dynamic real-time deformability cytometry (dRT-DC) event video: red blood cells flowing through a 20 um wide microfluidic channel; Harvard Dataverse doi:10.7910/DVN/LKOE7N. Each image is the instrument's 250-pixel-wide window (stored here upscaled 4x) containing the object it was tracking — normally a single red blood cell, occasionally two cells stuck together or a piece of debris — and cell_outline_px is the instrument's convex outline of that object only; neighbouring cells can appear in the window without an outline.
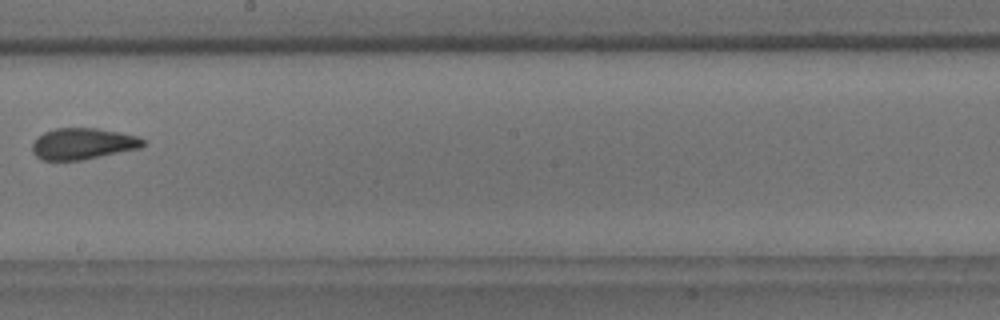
{"species": "common noctule bat (a hibernating species)", "species_latin": "Nyctalus noctula", "temperature_condition": "room temperature", "stored_images_in_passage": 9, "camera_frame_rate_fps": 3000, "um_per_image_px": 0.085, "animal": {"sex": "male", "body_mass_g": 18.8}, "frame": {"image": 1, "passage_image": 9, "time_ms": 9.333, "image_size_px": [1000, 320], "cell_outline_px": [[144, 144], [140, 148], [80, 160], [40, 160], [32, 152], [32, 144], [44, 132], [56, 128], [96, 128], [120, 132], [136, 136], [144, 140]], "centroid_in_image_um": [7.02, 12.21], "position_along_channel_um": 241.2, "area_um2": 20.0}}